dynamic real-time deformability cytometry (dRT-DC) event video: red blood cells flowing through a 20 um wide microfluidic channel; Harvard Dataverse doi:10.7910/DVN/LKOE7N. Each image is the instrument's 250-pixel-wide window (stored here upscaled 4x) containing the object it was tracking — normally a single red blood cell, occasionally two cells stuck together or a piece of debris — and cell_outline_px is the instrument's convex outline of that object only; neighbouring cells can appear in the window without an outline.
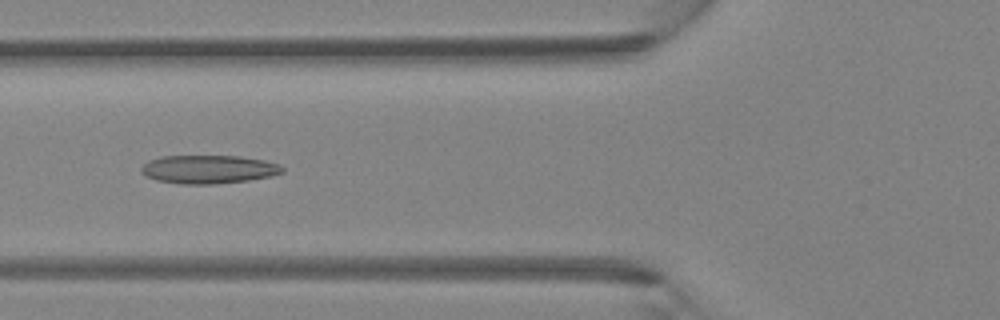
{"species": "Egyptian fruit bat (a non-hibernating species)", "species_latin": "Rousettus aegyptiacus", "temperature_condition": "room temperature", "stored_images_in_passage": 5, "camera_frame_rate_fps": 3000, "um_per_image_px": 0.085, "animal": {"sex": "female"}, "frame": {"image": 1, "passage_image": 5, "time_ms": 1.333, "image_size_px": [1000, 320], "cell_outline_px": [[284, 172], [272, 176], [248, 180], [216, 184], [180, 184], [156, 180], [144, 176], [140, 172], [140, 168], [148, 160], [160, 156], [240, 156], [264, 160], [280, 164], [284, 168]], "centroid_in_image_um": [17.71, 14.39], "position_along_channel_um": 108.1, "area_um2": 23.64}}